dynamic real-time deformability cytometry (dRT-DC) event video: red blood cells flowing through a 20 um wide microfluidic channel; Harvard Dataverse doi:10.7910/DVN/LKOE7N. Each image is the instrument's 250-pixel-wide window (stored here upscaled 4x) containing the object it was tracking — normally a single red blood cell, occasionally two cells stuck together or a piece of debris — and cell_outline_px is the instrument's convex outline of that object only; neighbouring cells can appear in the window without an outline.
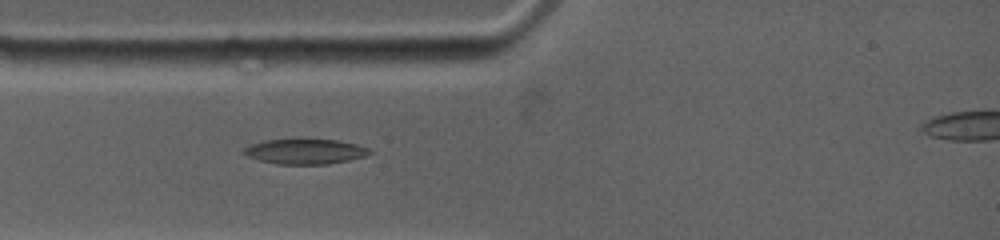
{"species": "common noctule bat (a hibernating species)", "species_latin": "Nyctalus noctula", "temperature_condition": "warm", "stored_images_in_passage": 8, "camera_frame_rate_fps": 4500, "um_per_image_px": 0.085, "animal": {"sex": "female", "body_mass_g": 19.0, "forearm_length_mm": 53.3}, "frame": {"image": 1, "passage_image": 1, "time_ms": 0.0, "image_size_px": [1000, 240], "cell_outline_px": [[372, 152], [364, 156], [348, 160], [328, 164], [276, 164], [260, 160], [248, 156], [240, 152], [248, 144], [264, 140], [336, 140], [356, 144], [368, 148]], "centroid_in_image_um": [25.88, 12.88], "position_along_channel_um": 59.1, "area_um2": 18.21}}
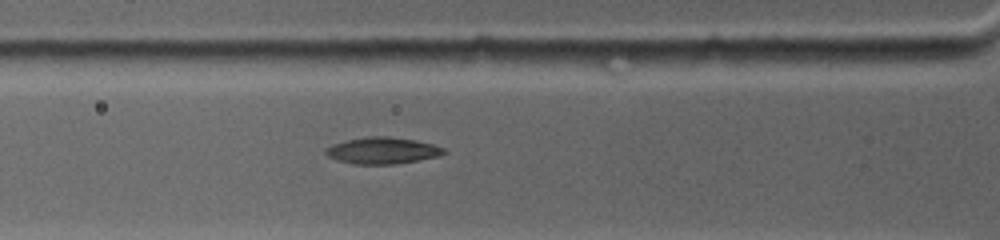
{"frame": {"image": 2, "passage_image": 5, "time_ms": 0.889, "image_size_px": [1000, 240], "cell_outline_px": [[448, 152], [440, 156], [396, 164], [356, 164], [336, 160], [328, 156], [324, 152], [324, 148], [332, 144], [348, 140], [368, 136], [388, 136], [416, 140], [432, 144], [444, 148]], "centroid_in_image_um": [32.51, 12.8], "position_along_channel_um": 93.3, "area_um2": 18.38}}